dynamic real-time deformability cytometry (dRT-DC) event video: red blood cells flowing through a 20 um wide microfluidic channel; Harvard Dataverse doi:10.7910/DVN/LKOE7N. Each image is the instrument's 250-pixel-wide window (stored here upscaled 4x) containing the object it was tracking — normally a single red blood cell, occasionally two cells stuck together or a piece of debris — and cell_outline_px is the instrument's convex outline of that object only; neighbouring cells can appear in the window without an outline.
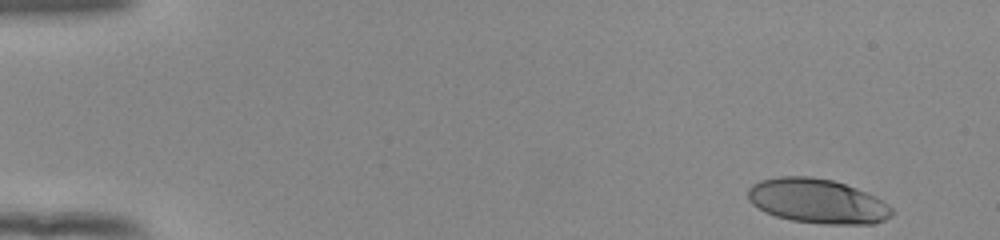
{"species": "human", "species_latin": "Homo sapiens", "temperature_condition": "room temperature", "stored_images_in_passage": 51, "camera_frame_rate_fps": 3000, "um_per_image_px": 0.085, "donor": {"sex": "female"}, "frame": {"image": 1, "passage_image": 1, "time_ms": 0.0, "image_size_px": [1000, 240], "cell_outline_px": [[892, 216], [876, 224], [824, 224], [792, 220], [776, 216], [764, 212], [752, 204], [748, 200], [748, 188], [752, 184], [760, 180], [780, 176], [812, 176], [832, 180], [856, 188], [876, 196], [888, 204], [892, 208]], "centroid_in_image_um": [69.47, 17.09], "position_along_channel_um": 15.5, "area_um2": 37.57}}
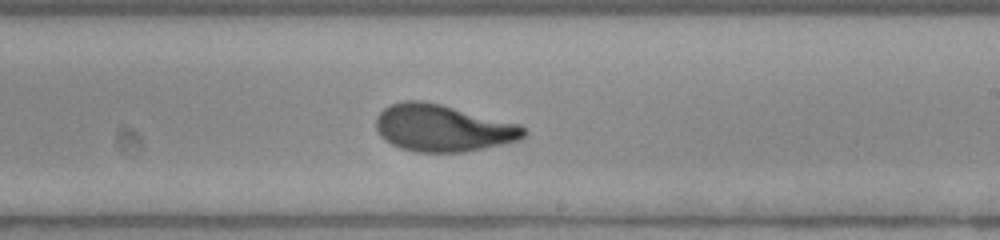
{"frame": {"image": 2, "passage_image": 30, "time_ms": 9.667, "image_size_px": [1000, 240], "cell_outline_px": [[528, 132], [520, 140], [484, 148], [464, 152], [416, 152], [400, 148], [384, 140], [380, 136], [376, 128], [376, 116], [384, 108], [392, 104], [404, 100], [424, 100], [520, 124]], "centroid_in_image_um": [37.62, 10.89], "position_along_channel_um": 251.4, "area_um2": 40.52}}
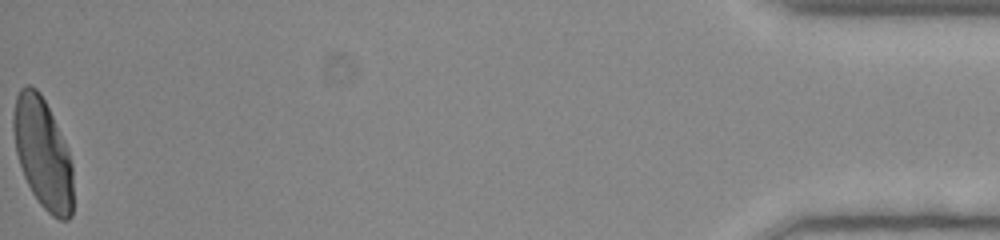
{"frame": {"image": 3, "passage_image": 51, "time_ms": 16.667, "image_size_px": [1000, 240], "cell_outline_px": [[72, 216], [68, 220], [60, 220], [52, 216], [40, 204], [32, 192], [24, 176], [16, 152], [12, 128], [12, 116], [16, 96], [20, 88], [24, 84], [28, 84], [36, 88], [40, 92], [68, 148], [72, 164]], "centroid_in_image_um": [3.62, 13.02], "position_along_channel_um": 431.6, "area_um2": 38.44}, "authors_computed_cell_mechanics": {"area_um2": 39.1884, "velocity_mm_per_s": 3.8669, "shape_relaxation_time_tau1_ms": 4.5028, "shape_relaxation_time_tau2_ms": 0.85, "deformation_change_tau1": 0.2245, "deformation_change_tau2": 0.067}}